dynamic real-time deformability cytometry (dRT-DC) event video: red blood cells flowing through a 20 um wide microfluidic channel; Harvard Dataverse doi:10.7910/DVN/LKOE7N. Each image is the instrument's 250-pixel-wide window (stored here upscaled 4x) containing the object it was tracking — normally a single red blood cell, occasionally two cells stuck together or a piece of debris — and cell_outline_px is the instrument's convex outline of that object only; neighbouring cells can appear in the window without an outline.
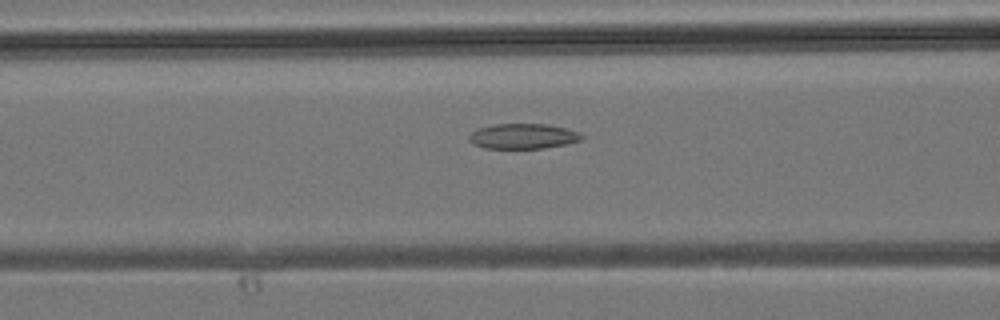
{"species": "common noctule bat (a hibernating species)", "species_latin": "Nyctalus noctula", "temperature_condition": "room temperature", "stored_images_in_passage": 16, "camera_frame_rate_fps": 3000, "um_per_image_px": 0.085, "animal": {"sex": "male", "body_mass_g": 19.2, "forearm_length_mm": 51.8}, "frame": {"image": 1, "passage_image": 9, "time_ms": 2.667, "image_size_px": [1000, 320], "cell_outline_px": [[584, 136], [580, 140], [564, 144], [544, 148], [484, 148], [472, 144], [468, 140], [468, 136], [472, 132], [480, 128], [492, 124], [548, 124], [580, 132]], "centroid_in_image_um": [44.43, 11.58], "position_along_channel_um": 122.2, "area_um2": 16.47}}
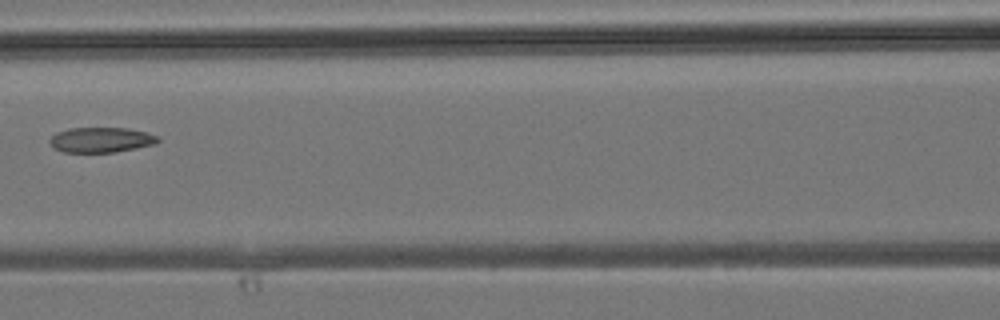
{"frame": {"image": 2, "passage_image": 11, "time_ms": 3.333, "image_size_px": [1000, 320], "cell_outline_px": [[160, 140], [152, 144], [136, 148], [116, 152], [64, 152], [52, 148], [48, 140], [56, 132], [68, 128], [128, 128], [160, 136]], "centroid_in_image_um": [8.55, 11.88], "position_along_channel_um": 158.1, "area_um2": 15.9}}